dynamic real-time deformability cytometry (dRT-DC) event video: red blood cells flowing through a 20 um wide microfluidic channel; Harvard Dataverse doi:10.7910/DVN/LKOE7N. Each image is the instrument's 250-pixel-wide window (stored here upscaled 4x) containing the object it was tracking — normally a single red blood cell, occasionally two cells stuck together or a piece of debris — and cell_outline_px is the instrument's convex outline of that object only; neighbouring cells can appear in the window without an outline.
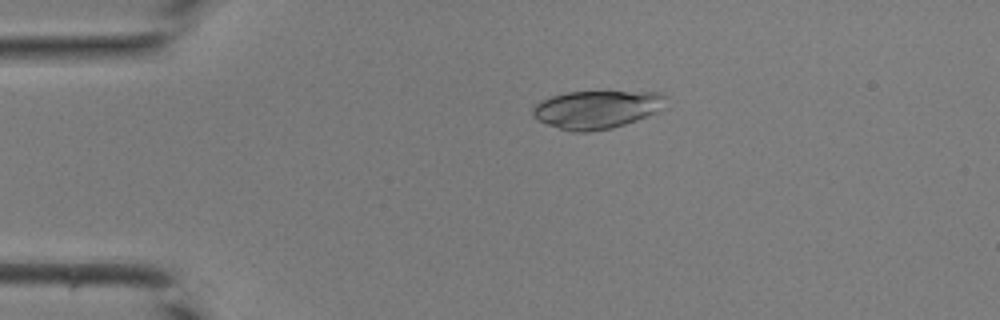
{"species": "common noctule bat (a hibernating species)", "species_latin": "Nyctalus noctula", "temperature_condition": "room temperature", "stored_images_in_passage": 42, "camera_frame_rate_fps": 3000, "um_per_image_px": 0.085, "animal": {"sex": "male", "body_mass_g": 19.0, "forearm_length_mm": 50.8}, "frame": {"image": 1, "passage_image": 9, "time_ms": 2.667, "image_size_px": [1000, 320], "cell_outline_px": [[668, 96], [664, 108], [656, 112], [636, 120], [612, 128], [588, 132], [572, 132], [536, 120], [532, 116], [532, 108], [540, 100], [552, 96], [568, 92], [660, 92]], "centroid_in_image_um": [50.72, 9.3], "position_along_channel_um": 34.3, "area_um2": 29.59}}
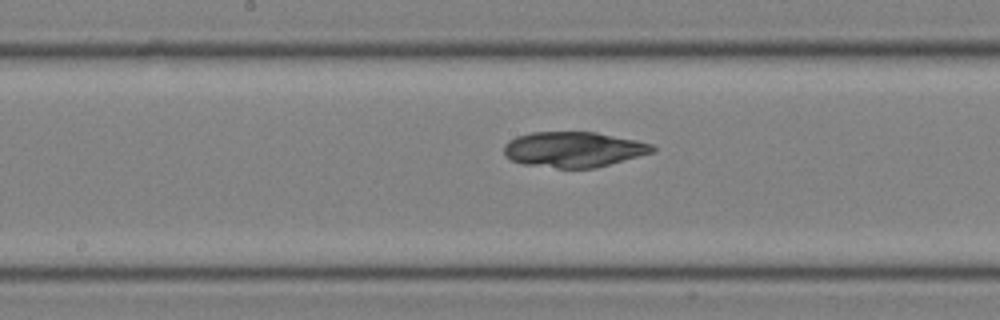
{"frame": {"image": 2, "passage_image": 22, "time_ms": 7.0, "image_size_px": [1000, 320], "cell_outline_px": [[656, 152], [596, 168], [556, 168], [524, 164], [512, 160], [504, 156], [504, 144], [508, 140], [516, 136], [532, 132], [596, 132], [636, 140], [652, 144], [656, 148]], "centroid_in_image_um": [48.77, 12.7], "position_along_channel_um": 199.4, "area_um2": 30.92}}
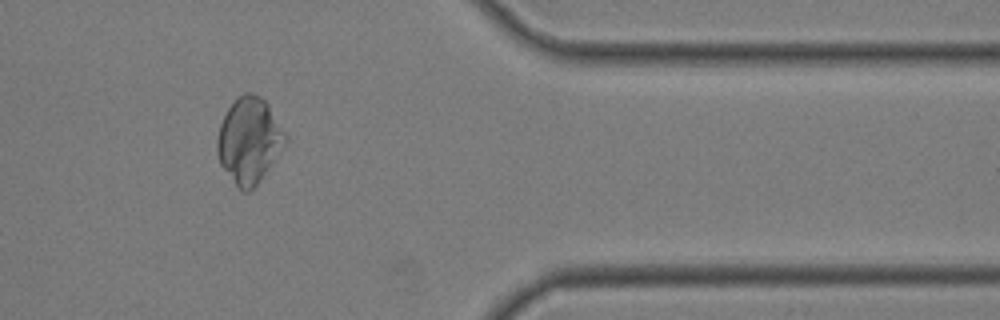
{"frame": {"image": 3, "passage_image": 35, "time_ms": 11.333, "image_size_px": [1000, 320], "cell_outline_px": [[288, 140], [256, 184], [248, 192], [244, 192], [236, 184], [220, 164], [216, 152], [216, 140], [220, 124], [228, 108], [244, 92], [252, 92], [260, 96], [268, 104], [288, 136]], "centroid_in_image_um": [21.17, 11.9], "position_along_channel_um": 390.2, "area_um2": 33.47}}